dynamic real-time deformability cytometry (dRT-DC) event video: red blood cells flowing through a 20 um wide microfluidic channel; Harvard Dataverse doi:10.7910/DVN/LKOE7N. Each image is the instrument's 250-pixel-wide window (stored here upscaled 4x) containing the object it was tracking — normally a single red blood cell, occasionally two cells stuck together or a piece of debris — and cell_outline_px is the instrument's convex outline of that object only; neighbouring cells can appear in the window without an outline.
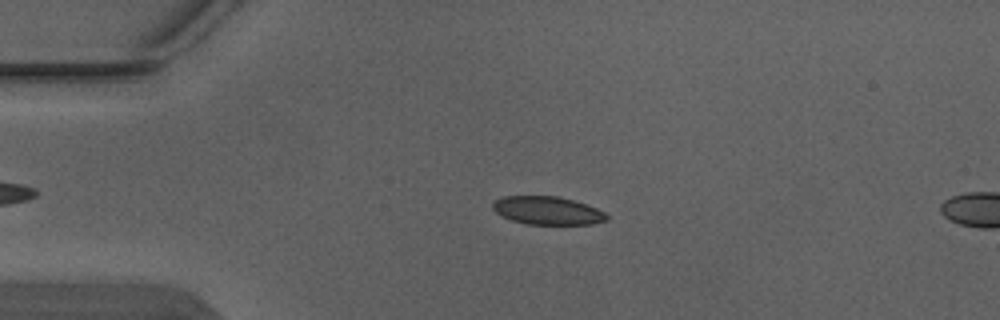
{"species": "Egyptian fruit bat (a non-hibernating species)", "species_latin": "Rousettus aegyptiacus", "temperature_condition": "warm", "stored_images_in_passage": 4, "camera_frame_rate_fps": 3000, "um_per_image_px": 0.085, "animal": {"sex": "male"}, "frame": {"image": 1, "passage_image": 3, "time_ms": 0.667, "image_size_px": [1000, 320], "cell_outline_px": [[608, 220], [592, 224], [528, 224], [512, 220], [500, 216], [492, 208], [492, 200], [504, 196], [556, 196], [588, 204], [604, 212], [608, 216]], "centroid_in_image_um": [46.51, 17.89], "position_along_channel_um": 38.5, "area_um2": 18.79}}